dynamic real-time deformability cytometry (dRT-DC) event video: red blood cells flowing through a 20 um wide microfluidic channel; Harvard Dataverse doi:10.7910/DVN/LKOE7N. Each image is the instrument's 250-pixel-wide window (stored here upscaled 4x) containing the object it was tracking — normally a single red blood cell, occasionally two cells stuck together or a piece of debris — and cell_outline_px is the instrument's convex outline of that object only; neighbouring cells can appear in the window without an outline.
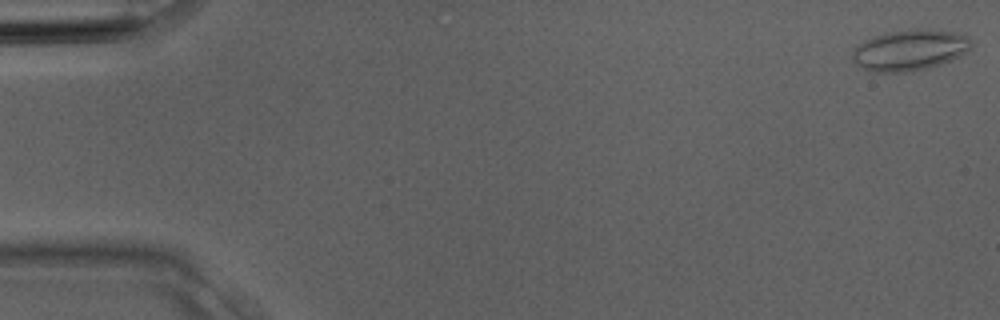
{"species": "Egyptian fruit bat (a non-hibernating species)", "species_latin": "Rousettus aegyptiacus", "temperature_condition": "room temperature", "stored_images_in_passage": 4, "camera_frame_rate_fps": 3000, "um_per_image_px": 0.085, "animal": {"sex": "male"}, "frame": {"image": 1, "passage_image": 1, "time_ms": 0.0, "image_size_px": [1000, 320], "cell_outline_px": [[972, 44], [960, 56], [952, 60], [928, 68], [912, 72], [868, 72], [856, 64], [852, 60], [852, 48], [856, 44], [872, 36], [888, 32], [916, 28], [920, 28], [964, 32], [972, 40]], "centroid_in_image_um": [77.31, 4.24], "position_along_channel_um": 7.7, "area_um2": 29.07}}